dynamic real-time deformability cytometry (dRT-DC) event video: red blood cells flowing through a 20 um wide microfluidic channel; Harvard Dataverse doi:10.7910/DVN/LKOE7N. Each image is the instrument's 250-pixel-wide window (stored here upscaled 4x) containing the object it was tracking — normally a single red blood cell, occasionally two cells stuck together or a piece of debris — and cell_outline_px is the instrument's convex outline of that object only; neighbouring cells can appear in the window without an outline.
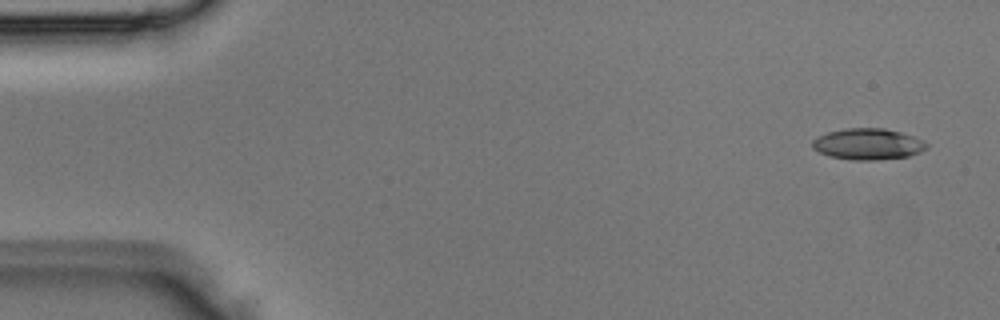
{"species": "Egyptian fruit bat (a non-hibernating species)", "species_latin": "Rousettus aegyptiacus", "temperature_condition": "room temperature", "stored_images_in_passage": 4, "camera_frame_rate_fps": 3000, "um_per_image_px": 0.085, "animal": {"sex": "male"}, "frame": {"image": 1, "passage_image": 1, "time_ms": 0.0, "image_size_px": [1000, 320], "cell_outline_px": [[928, 148], [920, 152], [908, 156], [872, 160], [856, 160], [828, 156], [812, 148], [812, 140], [828, 132], [848, 128], [884, 128], [900, 132], [912, 136], [928, 144]], "centroid_in_image_um": [73.76, 12.25], "position_along_channel_um": 11.2, "area_um2": 20.52}}
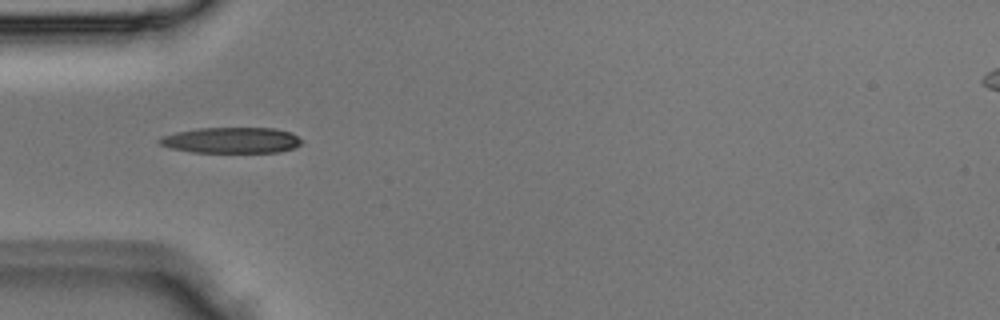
{"frame": {"image": 2, "passage_image": 3, "time_ms": 0.667, "image_size_px": [1000, 320], "cell_outline_px": [[304, 140], [300, 144], [292, 148], [280, 152], [192, 152], [172, 148], [160, 144], [156, 140], [160, 136], [176, 132], [200, 128], [276, 128], [292, 132]], "centroid_in_image_um": [19.69, 11.91], "position_along_channel_um": 65.3, "area_um2": 21.5}}
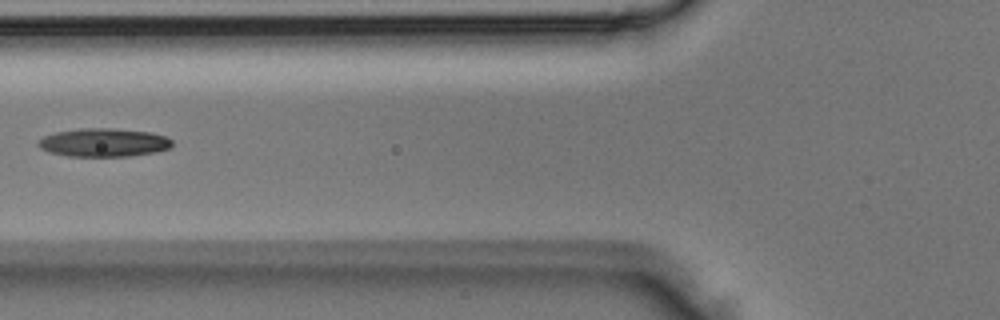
{"frame": {"image": 3, "passage_image": 4, "time_ms": 1.0, "image_size_px": [1000, 320], "cell_outline_px": [[172, 144], [168, 148], [156, 152], [128, 156], [68, 156], [48, 152], [40, 148], [36, 144], [44, 136], [56, 132], [80, 128], [112, 128], [148, 132], [164, 136], [172, 140]], "centroid_in_image_um": [8.78, 12.11], "position_along_channel_um": 117.0, "area_um2": 22.02}}